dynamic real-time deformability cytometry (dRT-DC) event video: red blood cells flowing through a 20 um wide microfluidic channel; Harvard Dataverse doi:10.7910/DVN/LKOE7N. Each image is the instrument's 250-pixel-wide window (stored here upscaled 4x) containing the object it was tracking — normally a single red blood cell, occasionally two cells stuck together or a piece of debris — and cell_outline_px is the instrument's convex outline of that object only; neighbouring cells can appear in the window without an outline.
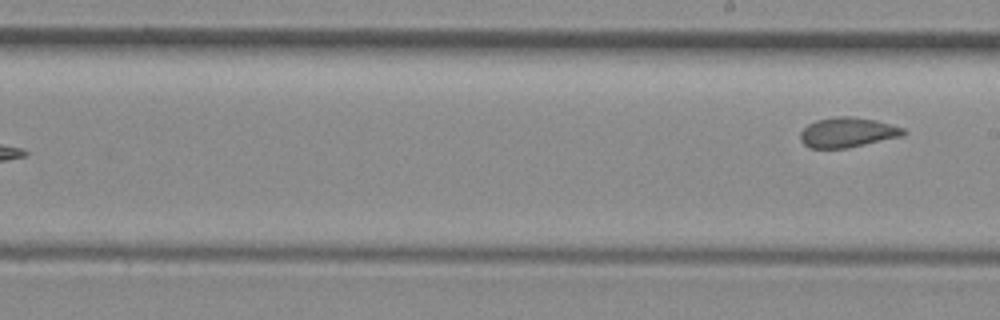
{"species": "common noctule bat (a hibernating species)", "species_latin": "Nyctalus noctula", "temperature_condition": "room temperature", "stored_images_in_passage": 6, "segment_of_instrument_passage": [2, 2], "camera_frame_rate_fps": 3000, "um_per_image_px": 0.085, "animal": {"sex": "female", "body_mass_g": 29.2, "forearm_length_mm": 56.3}, "frame": {"image": 1, "passage_image": 6, "time_ms": 1.667, "image_size_px": [1000, 320], "cell_outline_px": [[908, 132], [904, 136], [848, 148], [808, 148], [800, 140], [800, 132], [808, 124], [816, 120], [836, 116], [852, 116], [876, 120], [904, 128]], "centroid_in_image_um": [72.06, 11.25], "position_along_channel_um": 216.9, "area_um2": 18.21}}